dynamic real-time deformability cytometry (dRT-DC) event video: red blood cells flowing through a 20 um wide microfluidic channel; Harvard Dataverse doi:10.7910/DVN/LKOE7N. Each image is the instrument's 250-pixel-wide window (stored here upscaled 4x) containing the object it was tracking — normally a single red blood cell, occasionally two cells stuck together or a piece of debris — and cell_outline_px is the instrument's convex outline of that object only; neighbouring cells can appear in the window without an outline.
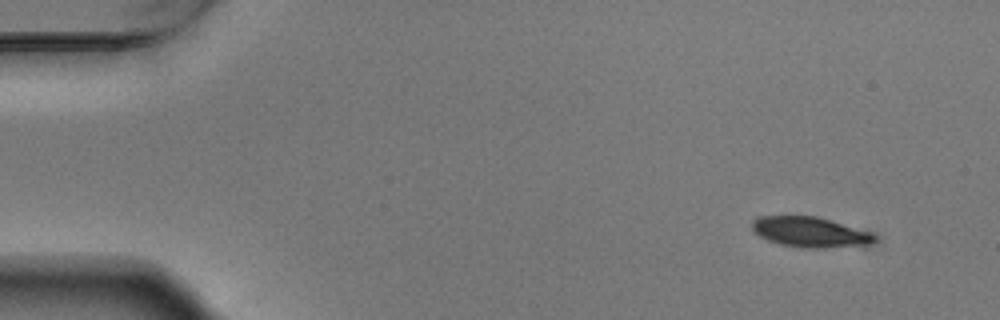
{"species": "Egyptian fruit bat (a non-hibernating species)", "species_latin": "Rousettus aegyptiacus", "temperature_condition": "warm", "stored_images_in_passage": 5, "camera_frame_rate_fps": 3000, "um_per_image_px": 0.085, "animal": {"sex": "male"}, "frame": {"image": 1, "passage_image": 1, "time_ms": 0.0, "image_size_px": [1000, 320], "cell_outline_px": [[876, 240], [872, 244], [816, 248], [804, 248], [780, 244], [768, 240], [760, 236], [752, 228], [752, 220], [756, 216], [816, 216], [872, 232], [876, 236]], "centroid_in_image_um": [68.86, 19.72], "position_along_channel_um": 16.1, "area_um2": 21.5}}
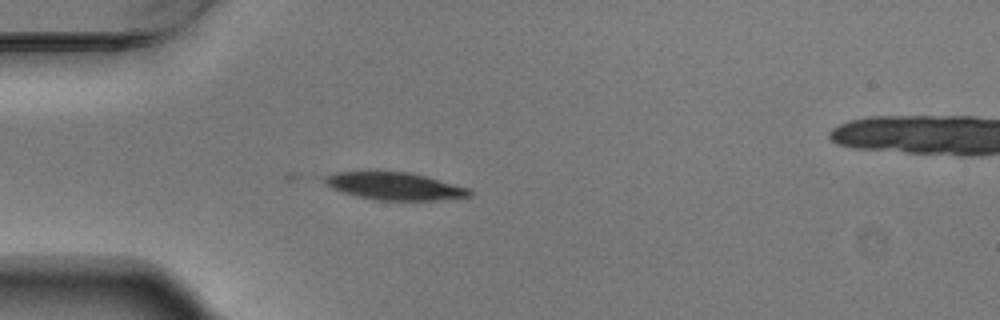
{"frame": {"image": 2, "passage_image": 4, "time_ms": 1.0, "image_size_px": [1000, 320], "cell_outline_px": [[472, 196], [440, 200], [376, 200], [356, 196], [332, 188], [324, 184], [312, 176], [336, 172], [408, 172], [424, 176], [468, 188], [472, 192]], "centroid_in_image_um": [33.39, 15.81], "position_along_channel_um": 51.6, "area_um2": 23.41}}